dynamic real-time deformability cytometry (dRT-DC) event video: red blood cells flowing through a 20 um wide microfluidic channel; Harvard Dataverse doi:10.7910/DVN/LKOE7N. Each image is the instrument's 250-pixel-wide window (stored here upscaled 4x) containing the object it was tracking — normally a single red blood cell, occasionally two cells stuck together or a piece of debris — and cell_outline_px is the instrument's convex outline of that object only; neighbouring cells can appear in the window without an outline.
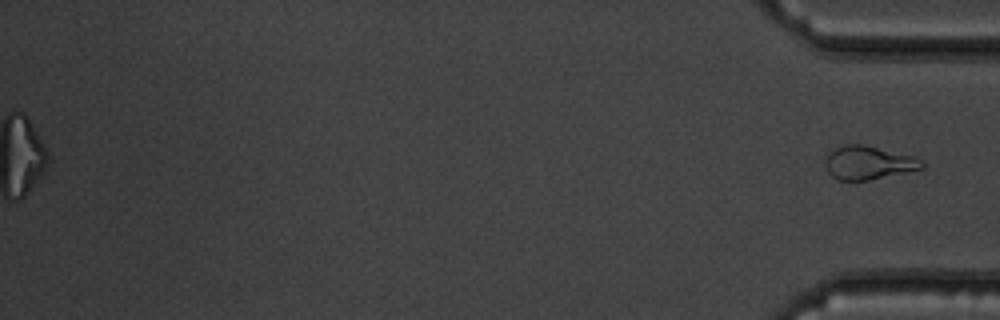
{"species": "common noctule bat (a hibernating species)", "species_latin": "Nyctalus noctula", "temperature_condition": "warm", "stored_images_in_passage": 42, "segment_of_instrument_passage": [2, 2], "camera_frame_rate_fps": 3000, "um_per_image_px": 0.085, "animal": {"sex": "male", "body_mass_g": 19.5, "forearm_length_mm": 54.6}, "frame": {"image": 1, "passage_image": 42, "time_ms": 13.667, "image_size_px": [1000, 320], "cell_outline_px": [[924, 168], [868, 180], [836, 180], [828, 172], [824, 164], [824, 160], [828, 152], [832, 148], [844, 144], [864, 144], [916, 156], [924, 164]], "centroid_in_image_um": [73.77, 13.81], "position_along_channel_um": 361.4, "area_um2": 19.13}}